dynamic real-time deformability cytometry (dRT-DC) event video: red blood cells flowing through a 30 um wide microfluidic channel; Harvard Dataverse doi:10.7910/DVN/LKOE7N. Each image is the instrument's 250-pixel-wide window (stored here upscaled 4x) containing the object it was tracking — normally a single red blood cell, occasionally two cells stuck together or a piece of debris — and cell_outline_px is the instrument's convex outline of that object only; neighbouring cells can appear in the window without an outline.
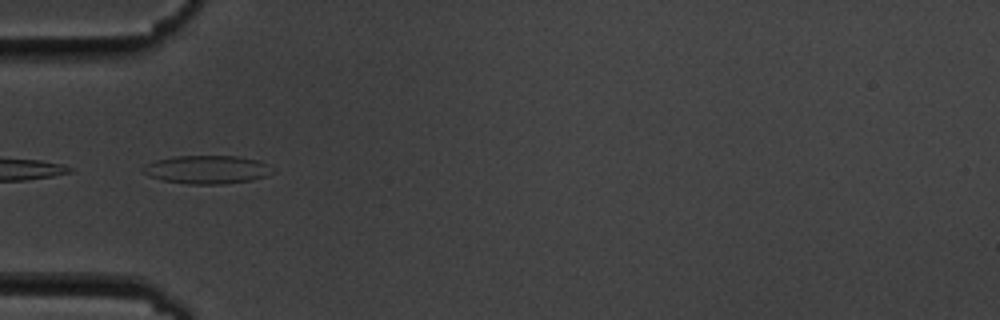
{"species": "common noctule bat (a hibernating species)", "species_latin": "Nyctalus noctula", "temperature_condition": "cold", "stored_images_in_passage": 11, "camera_frame_rate_fps": 3000, "um_per_image_px": 0.085, "animal": {"sex": "male", "body_mass_g": 19.5, "forearm_length_mm": 54.6}, "frame": {"image": 1, "passage_image": 3, "time_ms": 3.0, "image_size_px": [1000, 320], "cell_outline_px": [[276, 172], [268, 176], [252, 180], [224, 184], [188, 184], [164, 180], [148, 176], [140, 168], [156, 160], [176, 156], [236, 156], [256, 160], [264, 164]], "centroid_in_image_um": [17.6, 14.42], "position_along_channel_um": 67.4, "area_um2": 21.21}}
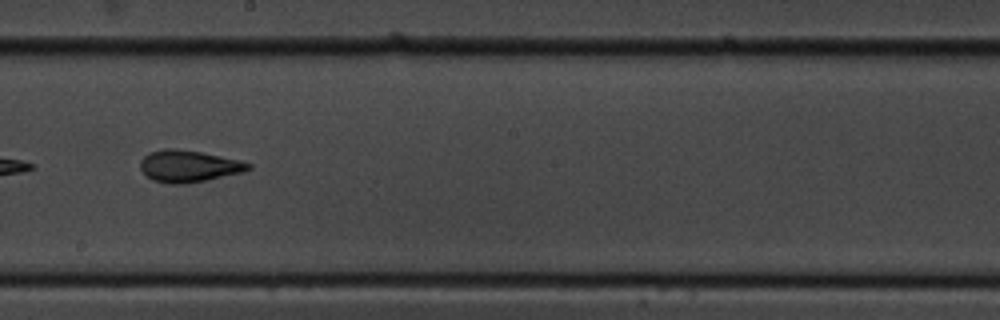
{"frame": {"image": 2, "passage_image": 7, "time_ms": 7.667, "image_size_px": [1000, 320], "cell_outline_px": [[252, 168], [244, 172], [184, 184], [168, 184], [152, 180], [140, 168], [140, 160], [148, 152], [164, 148], [172, 148], [200, 152], [240, 160], [252, 164]], "centroid_in_image_um": [16.02, 14.12], "position_along_channel_um": 232.2, "area_um2": 20.0}}
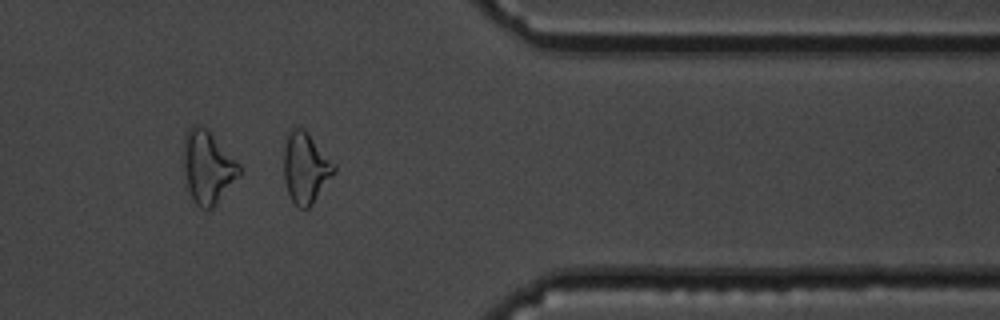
{"frame": {"image": 3, "passage_image": 11, "time_ms": 12.333, "image_size_px": [1000, 320], "cell_outline_px": [[336, 172], [312, 204], [308, 208], [300, 208], [292, 200], [288, 192], [284, 180], [284, 148], [288, 136], [292, 128], [304, 128], [336, 164]], "centroid_in_image_um": [26.0, 14.27], "position_along_channel_um": 385.4, "area_um2": 20.63}, "authors_computed_cell_mechanics": {"area_um2": 19.4786, "velocity_mm_per_s": 3.5383, "shape_relaxation_time_tau1_ms": 2.859, "shape_relaxation_time_tau2_ms": 3.7922, "deformation_change_tau1": 0.0995, "deformation_change_tau2": 0.0946}}